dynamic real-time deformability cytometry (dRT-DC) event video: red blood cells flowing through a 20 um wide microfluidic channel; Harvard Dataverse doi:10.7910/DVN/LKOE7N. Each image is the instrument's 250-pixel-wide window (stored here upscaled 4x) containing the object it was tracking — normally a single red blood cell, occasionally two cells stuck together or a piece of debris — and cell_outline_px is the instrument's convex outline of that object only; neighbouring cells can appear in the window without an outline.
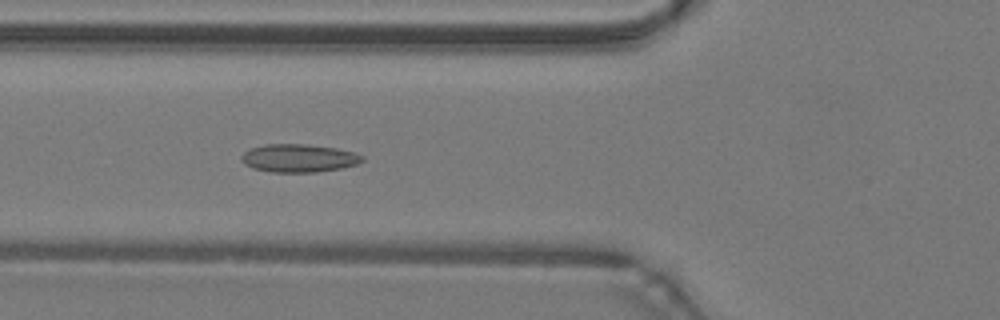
{"species": "common noctule bat (a hibernating species)", "species_latin": "Nyctalus noctula", "temperature_condition": "warm", "stored_images_in_passage": 19, "camera_frame_rate_fps": 3000, "um_per_image_px": 0.085, "animal": {"sex": "male", "body_mass_g": 19.2, "forearm_length_mm": 51.8}, "frame": {"image": 1, "passage_image": 19, "time_ms": 6.0, "image_size_px": [1000, 320], "cell_outline_px": [[364, 160], [356, 164], [340, 168], [316, 172], [272, 172], [252, 168], [244, 164], [240, 160], [240, 156], [248, 148], [264, 144], [308, 144], [336, 148], [352, 152], [364, 156]], "centroid_in_image_um": [25.34, 13.43], "position_along_channel_um": 100.5, "area_um2": 19.88}}